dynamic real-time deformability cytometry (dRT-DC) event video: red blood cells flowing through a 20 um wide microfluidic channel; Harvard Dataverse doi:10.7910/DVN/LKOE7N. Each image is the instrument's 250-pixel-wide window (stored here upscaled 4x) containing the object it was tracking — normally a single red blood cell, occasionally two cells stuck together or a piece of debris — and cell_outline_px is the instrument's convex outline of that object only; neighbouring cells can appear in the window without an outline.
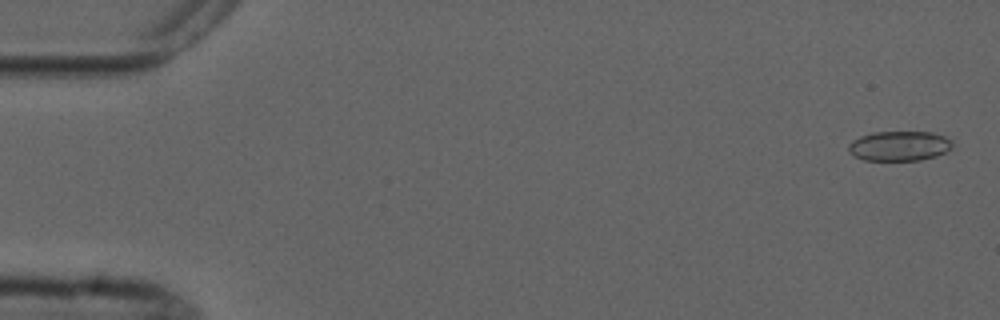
{"species": "common noctule bat (a hibernating species)", "species_latin": "Nyctalus noctula", "temperature_condition": "cold", "stored_images_in_passage": 5, "camera_frame_rate_fps": 3000, "um_per_image_px": 0.085, "animal": {"sex": "male", "forearm_length_mm": 52.5}, "frame": {"image": 1, "passage_image": 1, "time_ms": 0.0, "image_size_px": [1000, 320], "cell_outline_px": [[952, 148], [936, 156], [920, 160], [864, 160], [848, 152], [848, 144], [852, 140], [860, 136], [872, 132], [932, 132], [944, 136], [952, 140]], "centroid_in_image_um": [76.43, 12.4], "position_along_channel_um": 8.6, "area_um2": 18.09}}
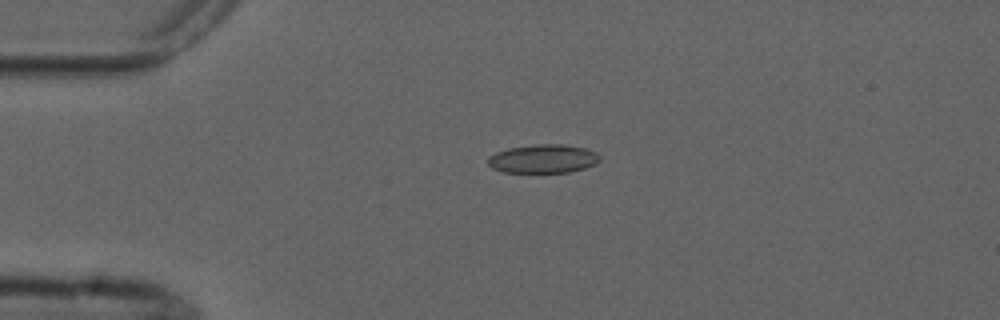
{"frame": {"image": 2, "passage_image": 4, "time_ms": 3.667, "image_size_px": [1000, 320], "cell_outline_px": [[600, 160], [596, 164], [584, 168], [568, 172], [504, 172], [492, 168], [488, 164], [488, 156], [496, 152], [508, 148], [536, 144], [564, 144], [584, 148], [596, 152], [600, 156]], "centroid_in_image_um": [46.16, 13.49], "position_along_channel_um": 38.8, "area_um2": 18.67}}